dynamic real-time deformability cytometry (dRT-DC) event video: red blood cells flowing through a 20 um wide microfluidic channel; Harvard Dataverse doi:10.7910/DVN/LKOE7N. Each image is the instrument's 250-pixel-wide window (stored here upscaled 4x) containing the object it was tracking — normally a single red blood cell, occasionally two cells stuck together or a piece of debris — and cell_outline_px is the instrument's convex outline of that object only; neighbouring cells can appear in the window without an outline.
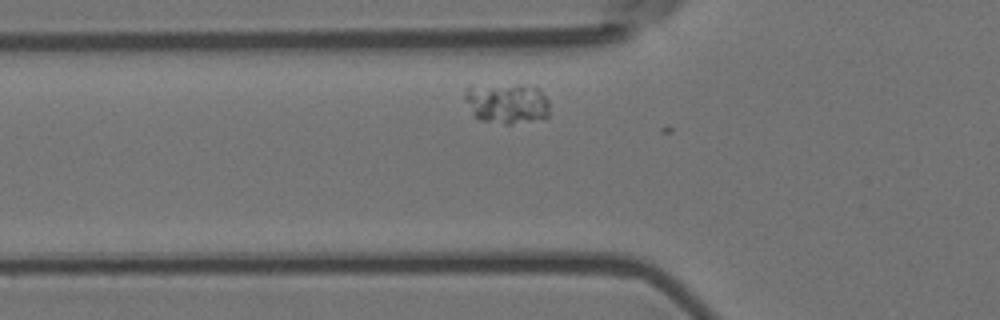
{"species": "Egyptian fruit bat (a non-hibernating species)", "species_latin": "Rousettus aegyptiacus", "temperature_condition": "room temperature", "stored_images_in_passage": 6, "camera_frame_rate_fps": 3000, "um_per_image_px": 0.085, "animal": {"sex": "female"}, "frame": {"image": 1, "passage_image": 5, "time_ms": 1.333, "image_size_px": [1000, 320], "cell_outline_px": [[548, 116], [544, 120], [512, 124], [504, 124], [480, 120], [472, 112], [464, 96], [464, 92], [468, 84], [536, 84], [540, 88], [548, 100]], "centroid_in_image_um": [43.11, 8.74], "position_along_channel_um": 82.7, "area_um2": 20.92}}